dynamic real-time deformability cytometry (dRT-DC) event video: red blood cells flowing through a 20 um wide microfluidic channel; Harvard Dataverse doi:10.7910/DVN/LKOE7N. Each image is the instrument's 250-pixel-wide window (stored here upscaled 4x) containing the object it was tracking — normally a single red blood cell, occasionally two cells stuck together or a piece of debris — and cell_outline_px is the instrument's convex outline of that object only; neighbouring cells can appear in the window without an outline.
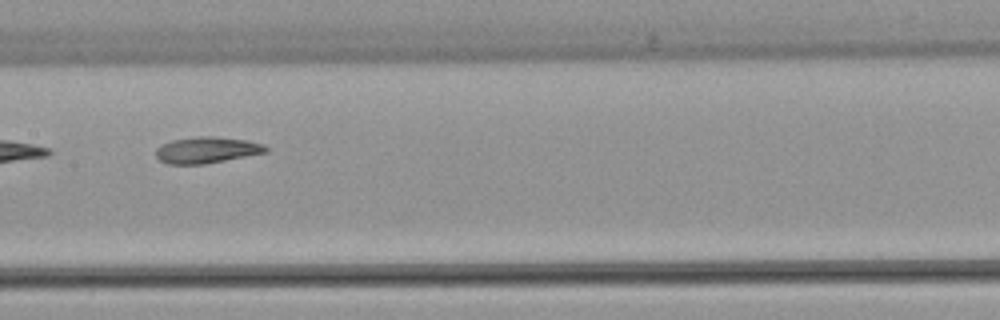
{"species": "common noctule bat (a hibernating species)", "species_latin": "Nyctalus noctula", "temperature_condition": "warm", "stored_images_in_passage": 6, "camera_frame_rate_fps": 3000, "um_per_image_px": 0.085, "animal": {"sex": "female", "body_mass_g": 22.7, "forearm_length_mm": 54.2}, "frame": {"image": 1, "passage_image": 4, "time_ms": 3.667, "image_size_px": [1000, 320], "cell_outline_px": [[268, 152], [204, 164], [168, 164], [160, 160], [156, 156], [156, 148], [160, 144], [172, 140], [196, 136], [212, 136], [248, 140], [264, 144], [268, 148]], "centroid_in_image_um": [17.57, 12.74], "position_along_channel_um": 189.8, "area_um2": 16.94}}